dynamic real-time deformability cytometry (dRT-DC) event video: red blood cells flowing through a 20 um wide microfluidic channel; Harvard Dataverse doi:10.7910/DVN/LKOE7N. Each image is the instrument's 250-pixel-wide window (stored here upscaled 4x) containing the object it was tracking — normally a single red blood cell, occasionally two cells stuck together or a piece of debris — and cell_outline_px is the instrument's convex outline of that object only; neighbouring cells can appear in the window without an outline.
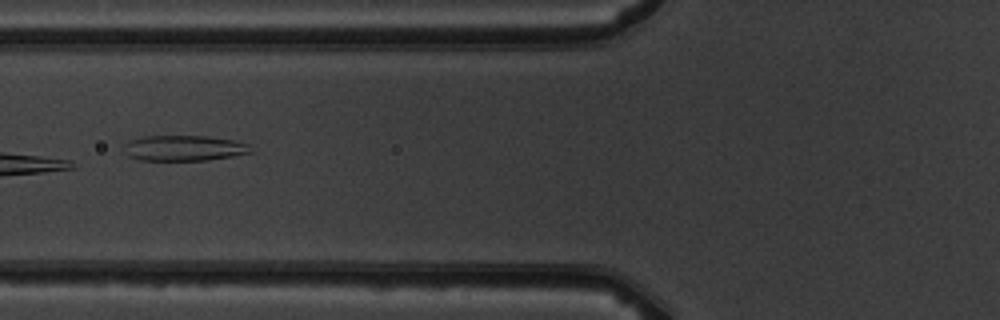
{"species": "common noctule bat (a hibernating species)", "species_latin": "Nyctalus noctula", "temperature_condition": "warm", "stored_images_in_passage": 8, "camera_frame_rate_fps": 3000, "um_per_image_px": 0.085, "animal": {"sex": "male", "body_mass_g": 19.5, "forearm_length_mm": 54.6}, "frame": {"image": 1, "passage_image": 7, "time_ms": 8.0, "image_size_px": [1000, 320], "cell_outline_px": [[252, 152], [232, 156], [208, 160], [140, 160], [128, 156], [120, 144], [128, 140], [144, 136], [208, 136], [232, 140], [248, 144]], "centroid_in_image_um": [15.56, 12.58], "position_along_channel_um": 110.2, "area_um2": 18.96}}